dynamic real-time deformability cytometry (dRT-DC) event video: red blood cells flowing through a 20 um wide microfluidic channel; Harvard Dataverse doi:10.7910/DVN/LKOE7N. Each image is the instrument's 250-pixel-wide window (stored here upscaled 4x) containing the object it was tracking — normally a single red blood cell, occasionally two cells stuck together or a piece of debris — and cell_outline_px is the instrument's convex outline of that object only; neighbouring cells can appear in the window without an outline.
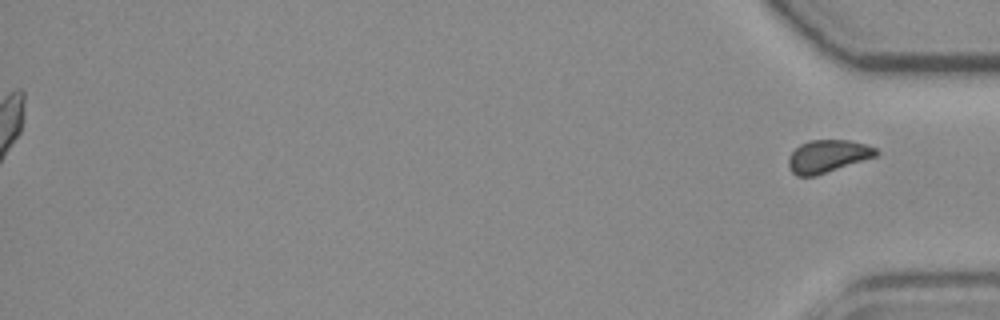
{"species": "common noctule bat (a hibernating species)", "species_latin": "Nyctalus noctula", "temperature_condition": "room temperature", "stored_images_in_passage": 52, "segment_of_instrument_passage": [2, 2], "camera_frame_rate_fps": 3000, "um_per_image_px": 0.085, "animal": {"sex": "female", "body_mass_g": 19.3, "forearm_length_mm": 54.1}, "frame": {"image": 1, "passage_image": 52, "time_ms": 17.0, "image_size_px": [1000, 320], "cell_outline_px": [[880, 152], [876, 156], [816, 176], [796, 176], [792, 172], [788, 164], [788, 156], [800, 144], [808, 140], [848, 140], [868, 144], [876, 148]], "centroid_in_image_um": [70.36, 13.27], "position_along_channel_um": 364.8, "area_um2": 16.76}}